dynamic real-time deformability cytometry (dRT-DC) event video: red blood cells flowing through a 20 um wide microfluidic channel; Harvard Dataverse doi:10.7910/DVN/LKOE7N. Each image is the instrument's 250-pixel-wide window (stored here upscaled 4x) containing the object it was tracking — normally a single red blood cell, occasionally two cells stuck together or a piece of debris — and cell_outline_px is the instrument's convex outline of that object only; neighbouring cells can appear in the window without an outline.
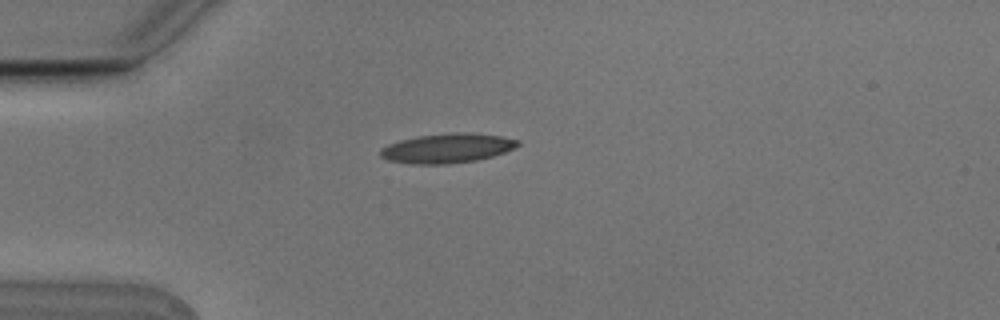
{"species": "Egyptian fruit bat (a non-hibernating species)", "species_latin": "Rousettus aegyptiacus", "temperature_condition": "cold", "stored_images_in_passage": 4, "camera_frame_rate_fps": 3000, "um_per_image_px": 0.085, "animal": {"sex": "male"}, "frame": {"image": 1, "passage_image": 1, "time_ms": 0.0, "image_size_px": [1000, 320], "cell_outline_px": [[520, 144], [504, 152], [492, 156], [476, 160], [448, 164], [412, 164], [388, 160], [380, 156], [380, 148], [388, 144], [400, 140], [416, 136], [452, 132], [464, 132], [500, 136], [520, 140]], "centroid_in_image_um": [37.98, 12.59], "position_along_channel_um": 47.0, "area_um2": 23.58}}
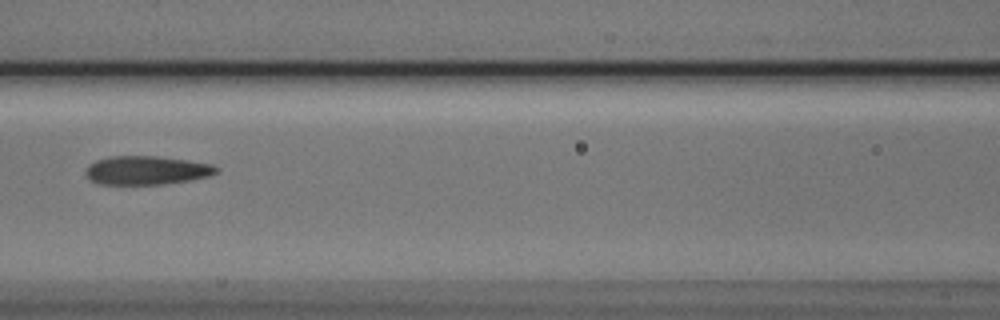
{"frame": {"image": 2, "passage_image": 4, "time_ms": 1.0, "image_size_px": [1000, 320], "cell_outline_px": [[220, 168], [216, 172], [208, 176], [188, 180], [160, 184], [96, 184], [84, 172], [88, 164], [96, 160], [112, 156], [156, 156], [212, 164]], "centroid_in_image_um": [12.42, 14.47], "position_along_channel_um": 154.2, "area_um2": 21.62}}